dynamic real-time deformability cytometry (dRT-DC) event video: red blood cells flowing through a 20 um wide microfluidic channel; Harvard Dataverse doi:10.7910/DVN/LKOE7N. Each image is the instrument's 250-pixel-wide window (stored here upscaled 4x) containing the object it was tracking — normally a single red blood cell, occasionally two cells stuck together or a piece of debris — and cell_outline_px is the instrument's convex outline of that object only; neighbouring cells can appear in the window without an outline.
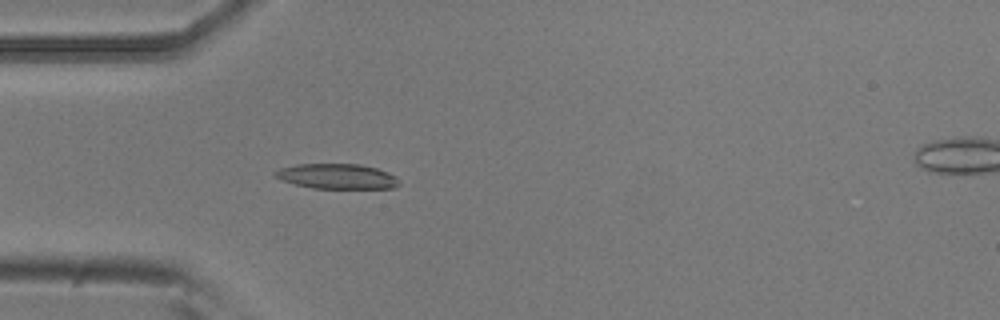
{"species": "common noctule bat (a hibernating species)", "species_latin": "Nyctalus noctula", "temperature_condition": "room temperature", "stored_images_in_passage": 51, "camera_frame_rate_fps": 3000, "um_per_image_px": 0.085, "animal": {"sex": "male", "body_mass_g": 20.5, "forearm_length_mm": 52.5}, "frame": {"image": 1, "passage_image": 13, "time_ms": 4.0, "image_size_px": [1000, 320], "cell_outline_px": [[400, 184], [392, 188], [312, 188], [280, 180], [272, 176], [272, 172], [280, 168], [296, 164], [360, 164], [376, 168], [396, 176]], "centroid_in_image_um": [28.59, 14.98], "position_along_channel_um": 56.4, "area_um2": 18.15}}
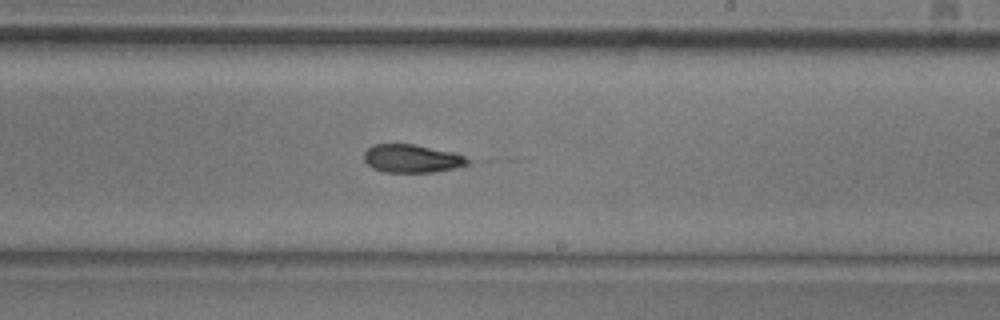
{"frame": {"image": 2, "passage_image": 29, "time_ms": 9.333, "image_size_px": [1000, 320], "cell_outline_px": [[472, 160], [468, 164], [452, 168], [432, 172], [384, 172], [372, 168], [364, 160], [364, 152], [372, 144], [412, 144], [456, 152]], "centroid_in_image_um": [35.01, 13.47], "position_along_channel_um": 254.0, "area_um2": 17.05}}
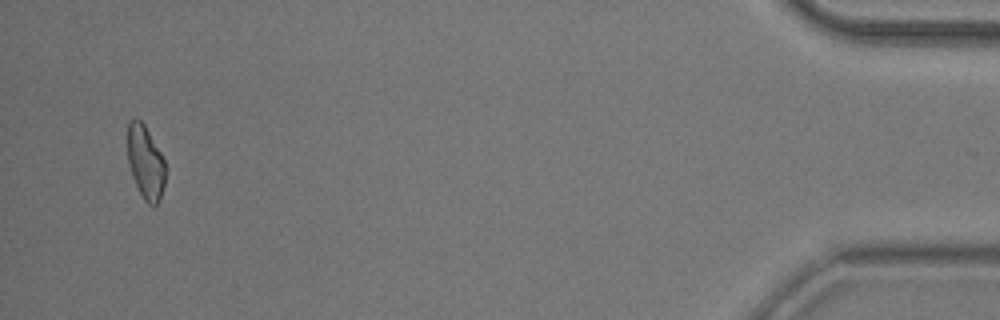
{"frame": {"image": 3, "passage_image": 49, "time_ms": 16.0, "image_size_px": [1000, 320], "cell_outline_px": [[164, 184], [156, 208], [152, 208], [144, 200], [132, 176], [128, 164], [128, 120], [136, 116], [144, 124], [160, 152], [164, 160]], "centroid_in_image_um": [12.34, 13.79], "position_along_channel_um": 422.9, "area_um2": 16.13}, "authors_computed_cell_mechanics": {"area_um2": 17.4556, "velocity_mm_per_s": 3.7751, "shape_relaxation_time_tau1_ms": 9.8676, "shape_relaxation_time_tau2_ms": 3.6941, "deformation_change_tau1": 0.2163, "deformation_change_tau2": 0.1061}}